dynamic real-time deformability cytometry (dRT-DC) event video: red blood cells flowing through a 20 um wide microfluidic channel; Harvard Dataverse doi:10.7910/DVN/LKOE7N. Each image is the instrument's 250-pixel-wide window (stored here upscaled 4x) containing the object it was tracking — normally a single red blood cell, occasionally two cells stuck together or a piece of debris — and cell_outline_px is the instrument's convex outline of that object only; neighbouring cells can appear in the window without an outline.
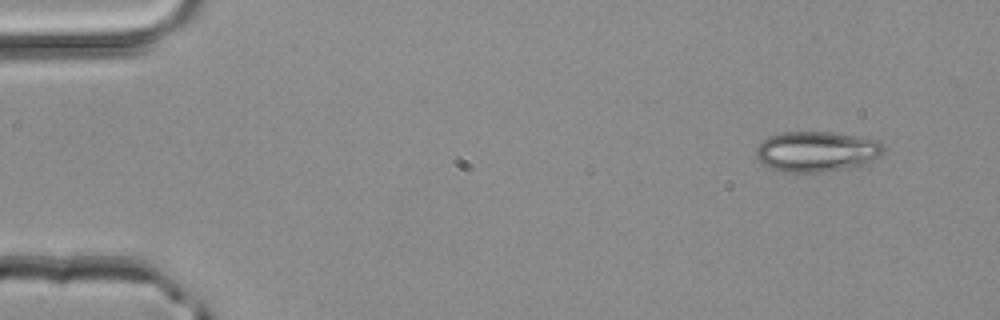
{"species": "common noctule bat (a hibernating species)", "species_latin": "Nyctalus noctula", "temperature_condition": "room temperature", "stored_images_in_passage": 3, "camera_frame_rate_fps": 3000, "um_per_image_px": 0.085, "animal": {"sex": "male", "body_mass_g": 20.4}, "frame": {"image": 1, "passage_image": 1, "time_ms": 0.0, "image_size_px": [1000, 320], "cell_outline_px": [[884, 152], [880, 156], [864, 164], [844, 168], [820, 172], [784, 172], [768, 168], [756, 160], [756, 148], [768, 136], [784, 132], [832, 132], [880, 140], [884, 144]], "centroid_in_image_um": [69.4, 12.88], "position_along_channel_um": 15.6, "area_um2": 30.17}}